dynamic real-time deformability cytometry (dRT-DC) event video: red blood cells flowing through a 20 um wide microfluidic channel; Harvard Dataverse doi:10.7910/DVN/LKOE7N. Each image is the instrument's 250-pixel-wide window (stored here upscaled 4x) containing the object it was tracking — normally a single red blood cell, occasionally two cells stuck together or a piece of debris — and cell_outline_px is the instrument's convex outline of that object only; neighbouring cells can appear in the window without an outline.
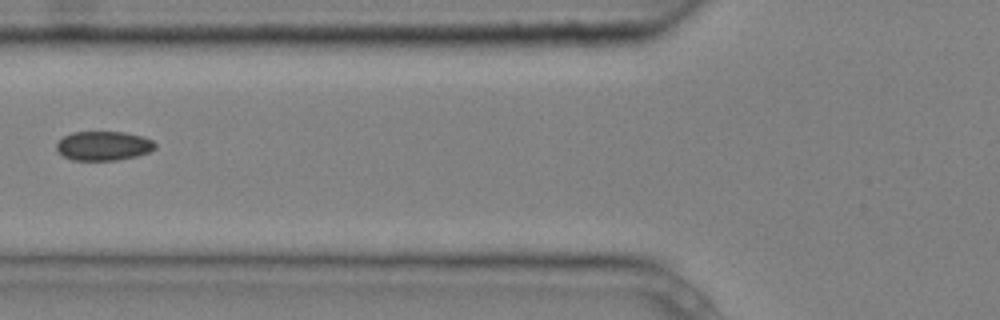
{"species": "common noctule bat (a hibernating species)", "species_latin": "Nyctalus noctula", "temperature_condition": "cold", "stored_images_in_passage": 4, "camera_frame_rate_fps": 3000, "um_per_image_px": 0.085, "animal": {"sex": "male", "body_mass_g": 20.4}, "frame": {"image": 1, "passage_image": 4, "time_ms": 1.0, "image_size_px": [1000, 320], "cell_outline_px": [[156, 148], [148, 152], [136, 156], [116, 160], [72, 160], [64, 156], [56, 148], [56, 144], [64, 136], [72, 132], [124, 132], [140, 136], [152, 140], [156, 144]], "centroid_in_image_um": [8.8, 12.39], "position_along_channel_um": 117.0, "area_um2": 16.65}}